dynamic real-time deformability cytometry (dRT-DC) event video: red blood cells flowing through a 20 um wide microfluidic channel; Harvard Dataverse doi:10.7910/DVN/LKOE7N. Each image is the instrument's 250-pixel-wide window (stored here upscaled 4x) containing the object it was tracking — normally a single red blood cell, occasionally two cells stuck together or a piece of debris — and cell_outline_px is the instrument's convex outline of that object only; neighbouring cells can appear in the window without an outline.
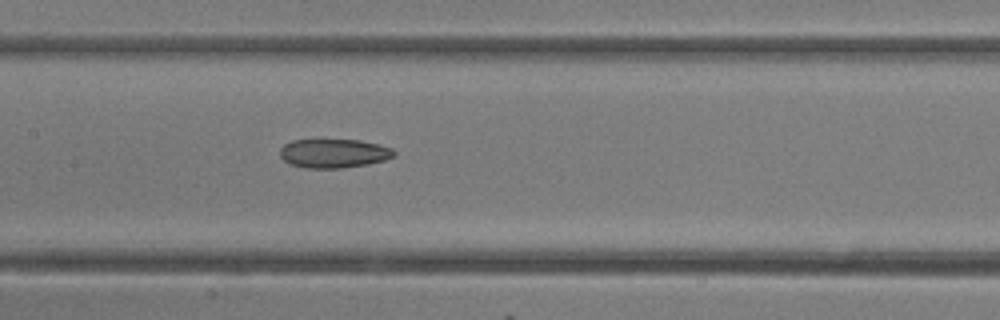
{"species": "common noctule bat (a hibernating species)", "species_latin": "Nyctalus noctula", "temperature_condition": "room temperature", "stored_images_in_passage": 18, "camera_frame_rate_fps": 3000, "um_per_image_px": 0.085, "animal": {"sex": "female"}, "frame": {"image": 1, "passage_image": 16, "time_ms": 5.0, "image_size_px": [1000, 320], "cell_outline_px": [[396, 156], [384, 160], [368, 164], [344, 168], [304, 168], [288, 164], [280, 156], [280, 148], [284, 144], [292, 140], [360, 140], [392, 148], [396, 152]], "centroid_in_image_um": [28.36, 13.04], "position_along_channel_um": 179.0, "area_um2": 19.36}}
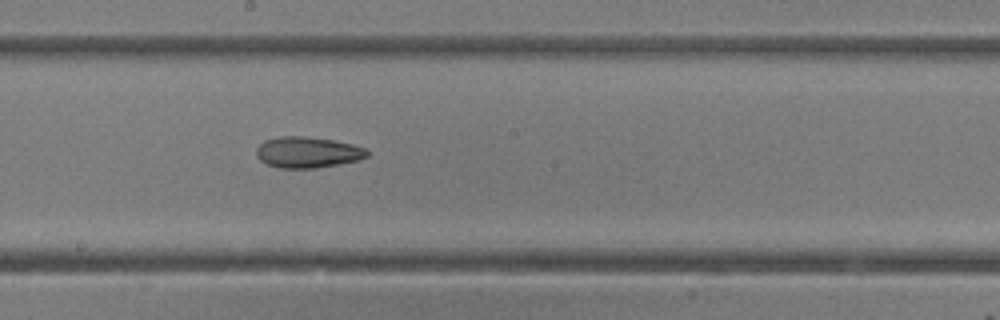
{"frame": {"image": 2, "passage_image": 18, "time_ms": 5.667, "image_size_px": [1000, 320], "cell_outline_px": [[368, 156], [360, 160], [340, 164], [316, 168], [280, 168], [264, 164], [256, 156], [256, 148], [264, 140], [276, 136], [304, 136], [332, 140], [352, 144], [364, 148], [368, 152]], "centroid_in_image_um": [26.11, 12.95], "position_along_channel_um": 222.1, "area_um2": 20.23}}